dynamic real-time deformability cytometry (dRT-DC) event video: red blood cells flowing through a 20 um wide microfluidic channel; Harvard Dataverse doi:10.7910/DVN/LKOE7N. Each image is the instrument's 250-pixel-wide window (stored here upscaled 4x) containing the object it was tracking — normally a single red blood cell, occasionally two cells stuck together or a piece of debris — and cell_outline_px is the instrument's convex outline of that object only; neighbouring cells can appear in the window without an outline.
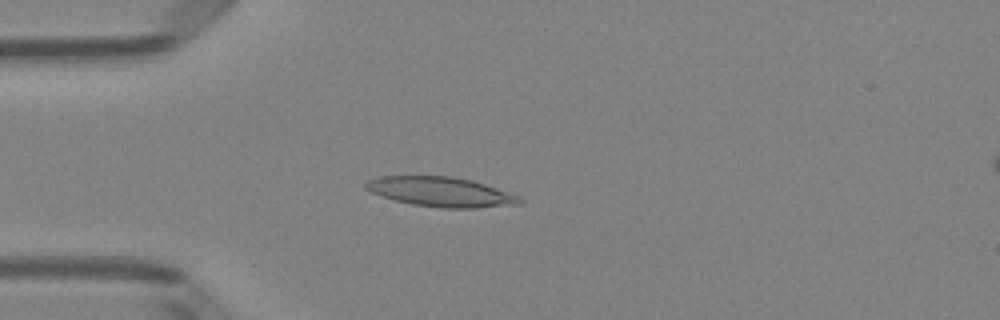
{"species": "Egyptian fruit bat (a non-hibernating species)", "species_latin": "Rousettus aegyptiacus", "temperature_condition": "room temperature", "stored_images_in_passage": 5, "camera_frame_rate_fps": 3000, "um_per_image_px": 0.085, "animal": {"sex": "female"}, "frame": {"image": 1, "passage_image": 4, "time_ms": 1.0, "image_size_px": [1000, 320], "cell_outline_px": [[524, 204], [476, 208], [444, 208], [412, 204], [396, 200], [372, 192], [364, 188], [364, 184], [368, 180], [376, 176], [452, 176], [472, 180], [520, 196], [524, 200]], "centroid_in_image_um": [37.51, 16.31], "position_along_channel_um": 47.5, "area_um2": 26.65}}